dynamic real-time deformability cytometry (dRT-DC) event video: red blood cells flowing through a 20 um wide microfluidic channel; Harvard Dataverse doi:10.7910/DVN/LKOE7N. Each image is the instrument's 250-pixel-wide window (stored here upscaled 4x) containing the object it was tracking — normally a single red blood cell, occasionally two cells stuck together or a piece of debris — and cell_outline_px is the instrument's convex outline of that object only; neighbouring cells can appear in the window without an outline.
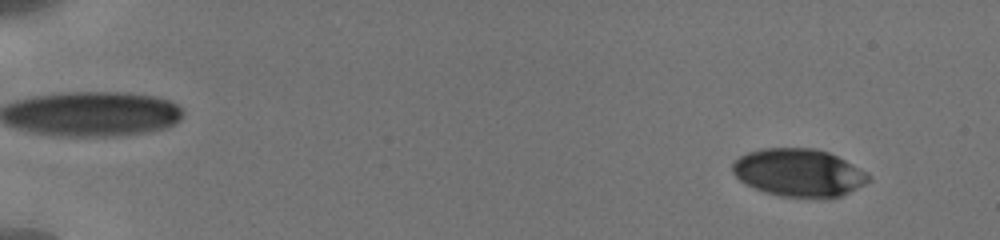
{"species": "human", "species_latin": "Homo sapiens", "temperature_condition": "cold", "stored_images_in_passage": 30, "camera_frame_rate_fps": 3000, "um_per_image_px": 0.085, "donor": {"sex": "male"}, "frame": {"image": 1, "passage_image": 6, "time_ms": 1.333, "image_size_px": [1000, 240], "cell_outline_px": [[868, 180], [864, 184], [840, 196], [780, 196], [764, 192], [740, 180], [732, 172], [732, 164], [740, 156], [748, 152], [760, 148], [816, 148], [828, 152], [844, 160], [864, 172], [868, 176]], "centroid_in_image_um": [67.83, 14.65], "position_along_channel_um": 17.2, "area_um2": 36.93}}
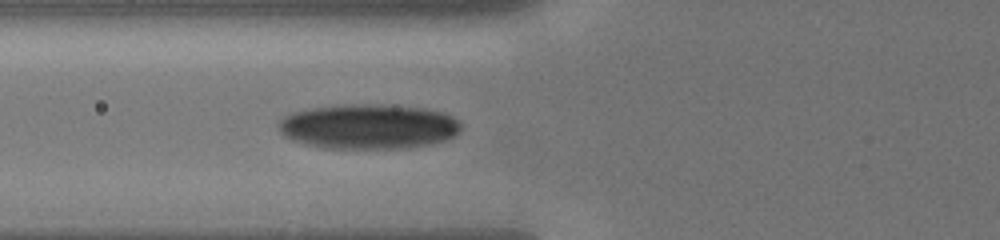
{"frame": {"image": 2, "passage_image": 27, "time_ms": 7.333, "image_size_px": [1000, 240], "cell_outline_px": [[460, 128], [456, 136], [444, 140], [428, 144], [408, 148], [324, 148], [304, 144], [292, 140], [284, 136], [280, 132], [280, 120], [284, 116], [292, 112], [312, 108], [348, 104], [376, 104], [420, 108], [440, 112], [452, 116], [460, 124]], "centroid_in_image_um": [31.29, 10.76], "position_along_channel_um": 94.5, "area_um2": 47.45}}
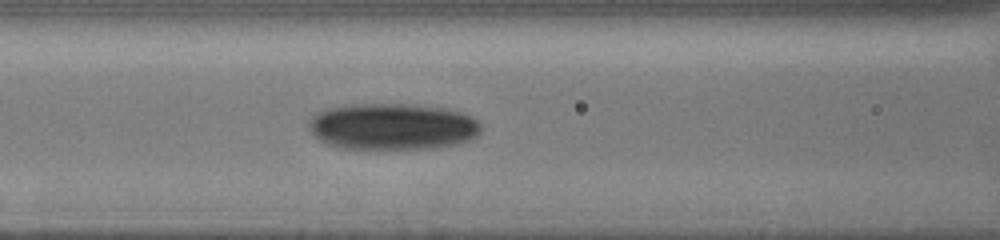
{"frame": {"image": 3, "passage_image": 30, "time_ms": 8.333, "image_size_px": [1000, 240], "cell_outline_px": [[480, 132], [476, 136], [468, 140], [456, 144], [428, 148], [340, 148], [328, 144], [320, 140], [308, 128], [308, 120], [316, 112], [348, 104], [404, 104], [448, 108], [460, 112], [476, 120], [480, 124]], "centroid_in_image_um": [33.33, 10.74], "position_along_channel_um": 133.3, "area_um2": 46.36}}